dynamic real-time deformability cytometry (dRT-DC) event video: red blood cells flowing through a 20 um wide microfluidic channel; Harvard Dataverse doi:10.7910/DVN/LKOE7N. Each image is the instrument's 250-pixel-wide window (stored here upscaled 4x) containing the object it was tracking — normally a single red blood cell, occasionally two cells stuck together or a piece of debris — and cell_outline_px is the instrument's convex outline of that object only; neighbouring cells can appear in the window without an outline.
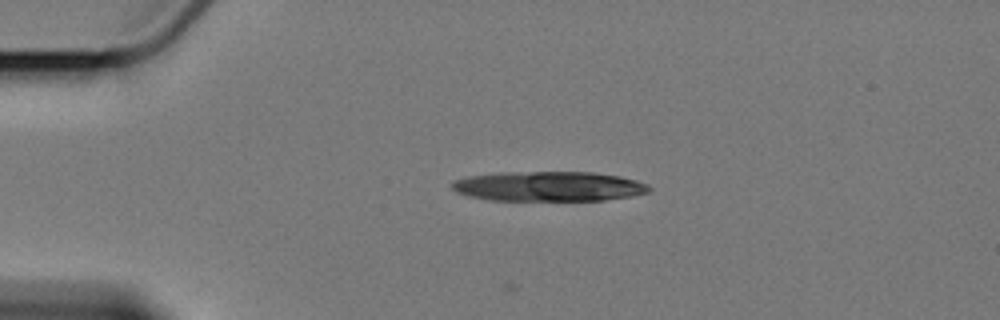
{"species": "Egyptian fruit bat (a non-hibernating species)", "species_latin": "Rousettus aegyptiacus", "temperature_condition": "cold", "stored_images_in_passage": 5, "camera_frame_rate_fps": 3000, "um_per_image_px": 0.085, "animal": {"sex": "female"}, "frame": {"image": 1, "passage_image": 3, "time_ms": 2.333, "image_size_px": [1000, 320], "cell_outline_px": [[652, 192], [632, 196], [604, 200], [492, 200], [472, 196], [456, 192], [452, 188], [452, 180], [468, 176], [500, 172], [592, 172], [620, 176], [636, 180], [648, 184], [652, 188]], "centroid_in_image_um": [46.69, 15.83], "position_along_channel_um": 38.3, "area_um2": 34.39}}